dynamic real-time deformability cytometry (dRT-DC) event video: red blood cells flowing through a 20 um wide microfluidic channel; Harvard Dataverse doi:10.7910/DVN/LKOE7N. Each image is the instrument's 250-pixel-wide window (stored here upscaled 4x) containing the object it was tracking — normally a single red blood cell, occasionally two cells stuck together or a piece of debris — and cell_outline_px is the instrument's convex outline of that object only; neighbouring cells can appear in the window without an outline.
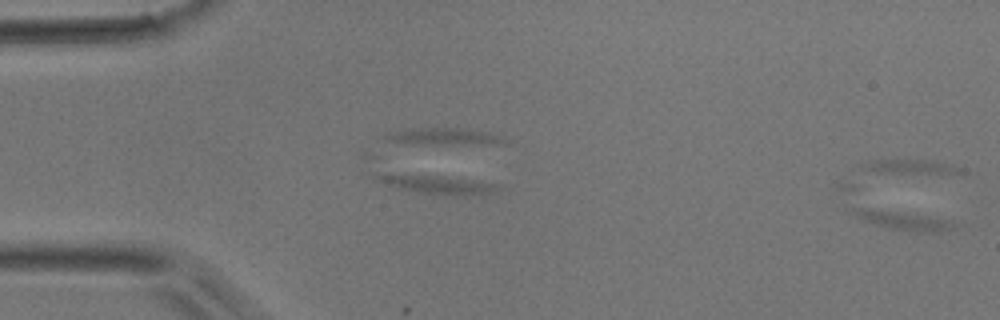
{"species": "common noctule bat (a hibernating species)", "species_latin": "Nyctalus noctula", "temperature_condition": "room temperature", "stored_images_in_passage": 30, "camera_frame_rate_fps": 3000, "um_per_image_px": 0.085, "animal": {"sex": "male", "body_mass_g": 17.9}, "frame": {"image": 1, "passage_image": 1, "time_ms": 0.0, "image_size_px": [1000, 320], "cell_outline_px": [[960, 224], [956, 228], [940, 232], [908, 232], [888, 228], [860, 220], [848, 212], [844, 208], [852, 204], [856, 204], [952, 220]], "centroid_in_image_um": [76.56, 18.67], "position_along_channel_um": 8.4, "area_um2": 12.43}}